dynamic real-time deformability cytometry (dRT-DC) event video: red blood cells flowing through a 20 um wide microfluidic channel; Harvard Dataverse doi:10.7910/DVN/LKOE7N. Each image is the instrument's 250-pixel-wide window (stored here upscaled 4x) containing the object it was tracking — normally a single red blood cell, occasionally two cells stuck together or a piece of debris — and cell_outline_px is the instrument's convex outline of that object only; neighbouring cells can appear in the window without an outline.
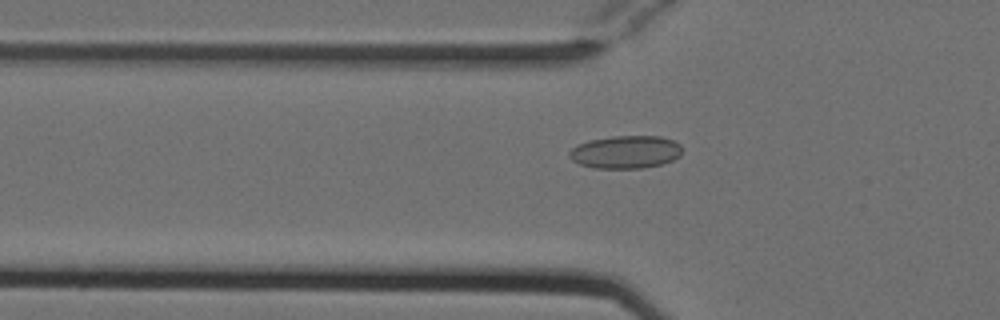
{"species": "Egyptian fruit bat (a non-hibernating species)", "species_latin": "Rousettus aegyptiacus", "temperature_condition": "cold", "stored_images_in_passage": 50, "camera_frame_rate_fps": 3000, "um_per_image_px": 0.085, "animal": {"sex": "female"}, "frame": {"image": 1, "passage_image": 18, "time_ms": 5.667, "image_size_px": [1000, 320], "cell_outline_px": [[680, 156], [672, 160], [660, 164], [640, 168], [592, 168], [580, 164], [572, 160], [568, 156], [568, 152], [572, 148], [588, 140], [612, 136], [660, 136], [672, 140], [680, 144]], "centroid_in_image_um": [53.14, 12.92], "position_along_channel_um": 72.7, "area_um2": 21.5}}
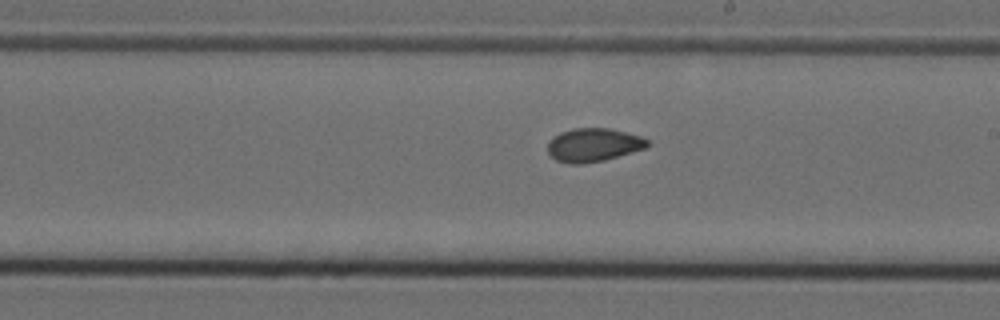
{"frame": {"image": 2, "passage_image": 31, "time_ms": 10.0, "image_size_px": [1000, 320], "cell_outline_px": [[652, 144], [644, 148], [604, 160], [584, 164], [568, 164], [556, 160], [548, 152], [548, 140], [560, 132], [572, 128], [608, 128], [640, 136], [648, 140]], "centroid_in_image_um": [50.41, 12.32], "position_along_channel_um": 238.6, "area_um2": 19.42}}
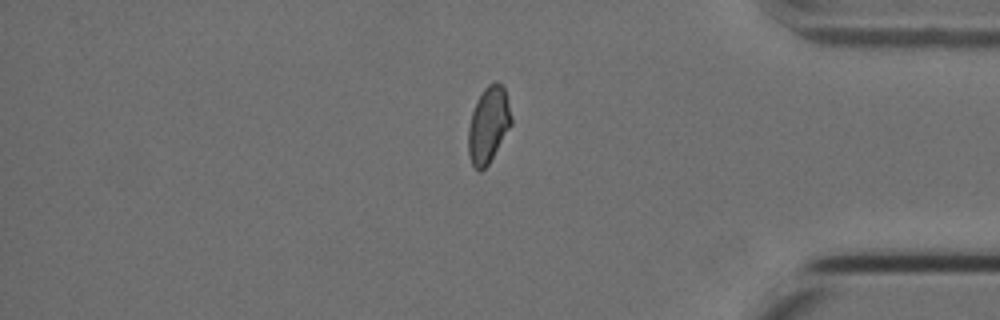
{"frame": {"image": 3, "passage_image": 45, "time_ms": 14.667, "image_size_px": [1000, 320], "cell_outline_px": [[512, 124], [488, 164], [480, 172], [472, 164], [468, 156], [468, 128], [472, 112], [476, 100], [484, 88], [488, 84], [496, 80], [504, 88], [512, 116]], "centroid_in_image_um": [41.5, 10.59], "position_along_channel_um": 393.7, "area_um2": 19.07}}